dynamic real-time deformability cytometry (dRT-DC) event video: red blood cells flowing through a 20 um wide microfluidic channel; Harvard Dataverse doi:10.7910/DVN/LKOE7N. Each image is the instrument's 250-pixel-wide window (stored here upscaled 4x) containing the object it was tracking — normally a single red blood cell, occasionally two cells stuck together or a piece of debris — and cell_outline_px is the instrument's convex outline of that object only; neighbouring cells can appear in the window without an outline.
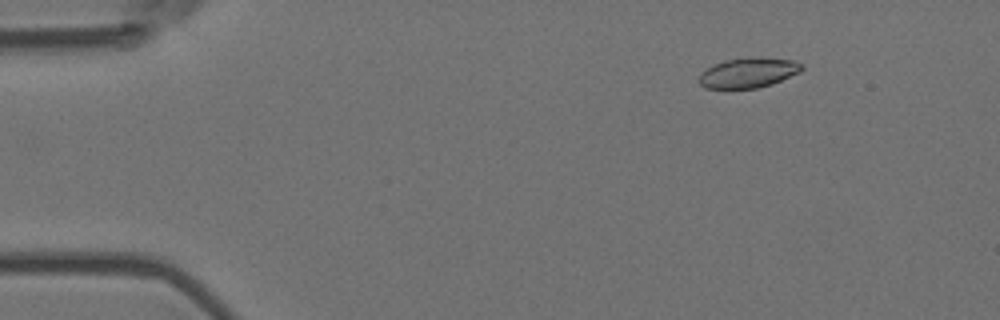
{"species": "Egyptian fruit bat (a non-hibernating species)", "species_latin": "Rousettus aegyptiacus", "temperature_condition": "room temperature", "stored_images_in_passage": 51, "camera_frame_rate_fps": 3000, "um_per_image_px": 0.085, "animal": {"sex": "female"}, "frame": {"image": 1, "passage_image": 2, "time_ms": 0.333, "image_size_px": [1000, 320], "cell_outline_px": [[804, 68], [800, 72], [772, 84], [756, 88], [704, 88], [700, 84], [700, 72], [724, 60], [792, 60], [804, 64]], "centroid_in_image_um": [63.6, 6.24], "position_along_channel_um": 21.4, "area_um2": 16.99}}
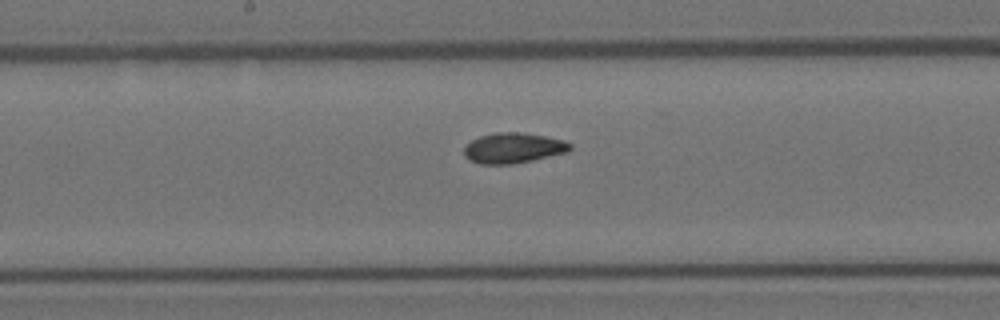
{"frame": {"image": 2, "passage_image": 24, "time_ms": 7.667, "image_size_px": [1000, 320], "cell_outline_px": [[572, 148], [568, 152], [532, 160], [512, 164], [480, 164], [468, 160], [464, 156], [464, 148], [472, 140], [480, 136], [496, 132], [520, 132], [544, 136], [564, 140], [572, 144]], "centroid_in_image_um": [43.63, 12.58], "position_along_channel_um": 204.6, "area_um2": 18.79}}
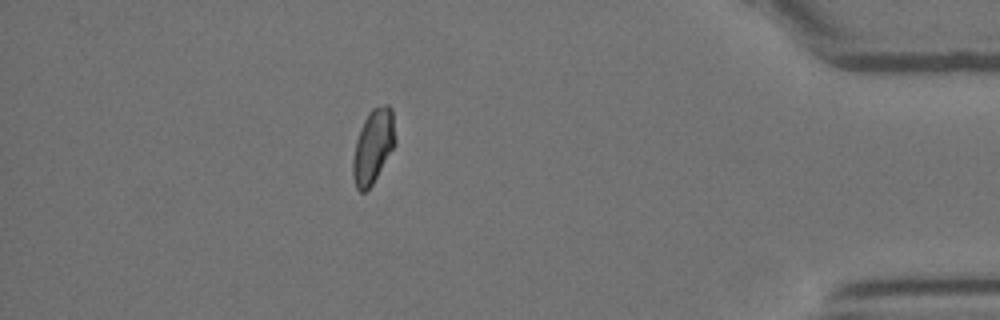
{"frame": {"image": 3, "passage_image": 44, "time_ms": 14.333, "image_size_px": [1000, 320], "cell_outline_px": [[396, 144], [372, 184], [364, 192], [360, 192], [356, 188], [352, 176], [352, 160], [356, 140], [360, 128], [368, 112], [372, 108], [384, 104], [388, 104], [392, 108], [396, 140]], "centroid_in_image_um": [31.71, 12.41], "position_along_channel_um": 403.5, "area_um2": 18.44}, "authors_computed_cell_mechanics": {"area_um2": 18.3804, "velocity_mm_per_s": 3.6459, "shape_relaxation_time_tau1_ms": null, "shape_relaxation_time_tau2_ms": 1.678, "deformation_change_tau1": null, "deformation_change_tau2": 0.0442}}